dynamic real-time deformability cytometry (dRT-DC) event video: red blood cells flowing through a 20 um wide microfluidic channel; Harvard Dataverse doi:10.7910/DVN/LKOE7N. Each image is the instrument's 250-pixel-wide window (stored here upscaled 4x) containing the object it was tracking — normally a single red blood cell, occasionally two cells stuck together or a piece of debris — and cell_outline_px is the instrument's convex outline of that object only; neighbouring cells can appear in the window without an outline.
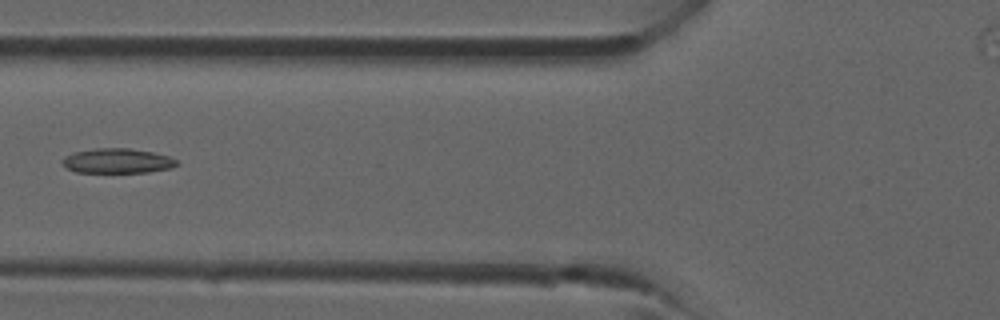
{"species": "common noctule bat (a hibernating species)", "species_latin": "Nyctalus noctula", "temperature_condition": "room temperature", "stored_images_in_passage": 22, "camera_frame_rate_fps": 3000, "um_per_image_px": 0.085, "animal": {"sex": "male", "forearm_length_mm": 52.5}, "frame": {"image": 1, "passage_image": 9, "time_ms": 2.667, "image_size_px": [1000, 320], "cell_outline_px": [[180, 164], [172, 168], [148, 172], [76, 172], [68, 168], [60, 160], [64, 156], [72, 152], [96, 148], [128, 148], [152, 152], [168, 156], [176, 160]], "centroid_in_image_um": [9.97, 13.67], "position_along_channel_um": 115.8, "area_um2": 16.53}}
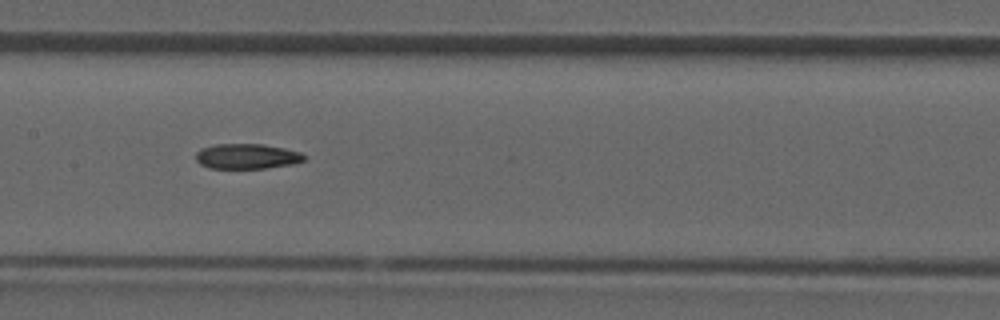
{"frame": {"image": 2, "passage_image": 13, "time_ms": 4.0, "image_size_px": [1000, 320], "cell_outline_px": [[304, 160], [292, 164], [264, 168], [208, 168], [200, 164], [196, 160], [196, 152], [200, 148], [216, 144], [264, 144], [284, 148], [300, 152], [304, 156]], "centroid_in_image_um": [20.94, 13.28], "position_along_channel_um": 186.5, "area_um2": 15.84}}
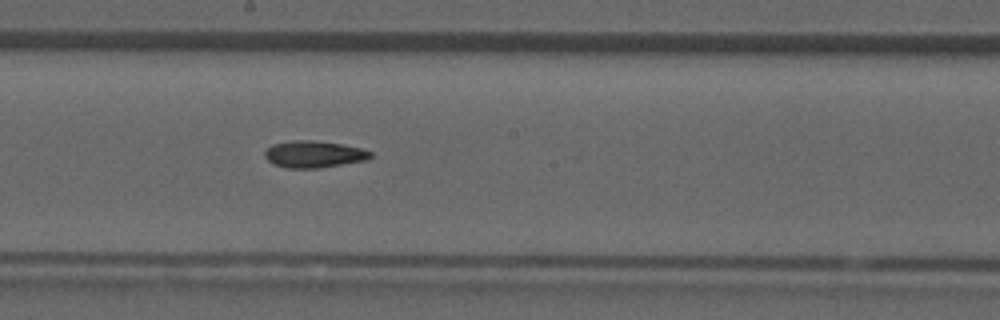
{"frame": {"image": 3, "passage_image": 15, "time_ms": 4.667, "image_size_px": [1000, 320], "cell_outline_px": [[372, 156], [368, 160], [320, 168], [288, 168], [276, 164], [268, 160], [264, 156], [264, 152], [272, 144], [292, 140], [316, 140], [340, 144], [360, 148], [372, 152]], "centroid_in_image_um": [26.69, 13.1], "position_along_channel_um": 221.5, "area_um2": 16.53}}